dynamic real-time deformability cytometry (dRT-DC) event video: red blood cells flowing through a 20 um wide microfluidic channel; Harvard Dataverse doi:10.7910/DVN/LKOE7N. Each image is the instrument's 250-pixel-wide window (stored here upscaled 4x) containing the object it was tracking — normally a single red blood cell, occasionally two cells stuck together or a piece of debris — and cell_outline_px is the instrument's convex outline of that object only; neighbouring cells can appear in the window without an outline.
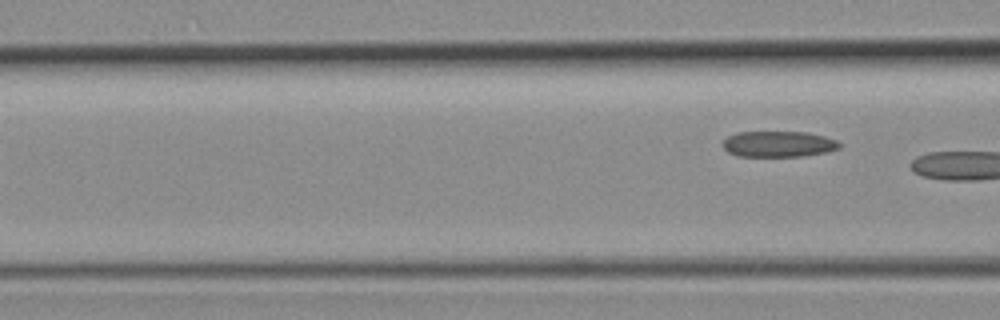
{"species": "common noctule bat (a hibernating species)", "species_latin": "Nyctalus noctula", "temperature_condition": "room temperature", "stored_images_in_passage": 5, "segment_of_instrument_passage": [2, 2], "camera_frame_rate_fps": 3000, "um_per_image_px": 0.085, "animal": {"sex": "female", "body_mass_g": 19.3, "forearm_length_mm": 54.1}, "frame": {"image": 1, "passage_image": 5, "time_ms": 1.333, "image_size_px": [1000, 320], "cell_outline_px": [[840, 148], [828, 152], [804, 156], [736, 156], [728, 152], [720, 144], [728, 136], [736, 132], [804, 132], [824, 136], [836, 140], [840, 144]], "centroid_in_image_um": [66.14, 12.25], "position_along_channel_um": 100.5, "area_um2": 17.69}}